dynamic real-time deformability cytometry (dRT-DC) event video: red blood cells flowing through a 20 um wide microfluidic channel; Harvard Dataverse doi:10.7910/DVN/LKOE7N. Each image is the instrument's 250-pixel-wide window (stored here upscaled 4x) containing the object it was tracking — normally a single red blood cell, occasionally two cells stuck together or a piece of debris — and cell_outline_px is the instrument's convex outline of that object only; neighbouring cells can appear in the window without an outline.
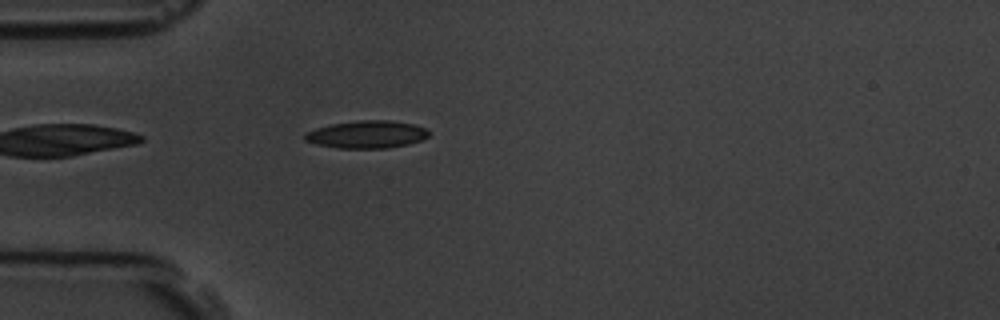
{"species": "common noctule bat (a hibernating species)", "species_latin": "Nyctalus noctula", "temperature_condition": "room temperature", "stored_images_in_passage": 4, "camera_frame_rate_fps": 3000, "um_per_image_px": 0.085, "animal": {"sex": "male", "body_mass_g": 19.5, "forearm_length_mm": 54.6}, "frame": {"image": 1, "passage_image": 4, "time_ms": 4.0, "image_size_px": [1000, 320], "cell_outline_px": [[428, 136], [424, 140], [408, 144], [388, 148], [336, 148], [316, 144], [304, 140], [304, 136], [308, 132], [316, 128], [332, 124], [360, 120], [388, 120], [412, 124], [424, 128], [428, 132]], "centroid_in_image_um": [31.18, 11.43], "position_along_channel_um": 53.8, "area_um2": 19.77}}